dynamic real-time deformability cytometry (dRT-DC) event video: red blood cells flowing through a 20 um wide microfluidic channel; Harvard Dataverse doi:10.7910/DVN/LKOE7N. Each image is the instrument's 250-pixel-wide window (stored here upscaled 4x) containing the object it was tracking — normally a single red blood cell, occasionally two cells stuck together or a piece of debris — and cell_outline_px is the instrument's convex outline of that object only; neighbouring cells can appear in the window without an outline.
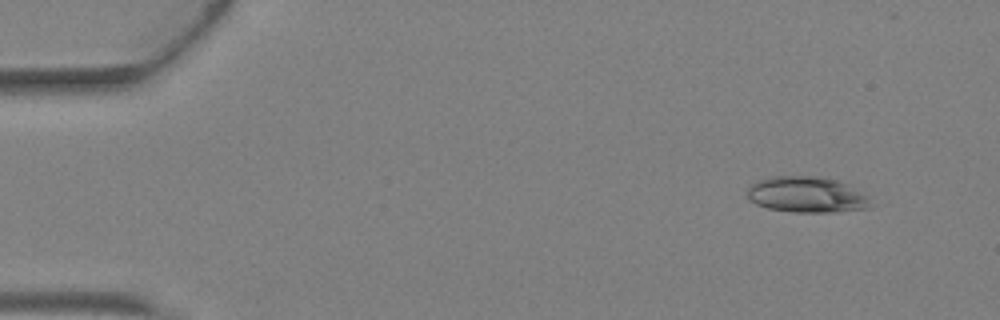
{"species": "Egyptian fruit bat (a non-hibernating species)", "species_latin": "Rousettus aegyptiacus", "temperature_condition": "warm", "stored_images_in_passage": 4, "camera_frame_rate_fps": 3000, "um_per_image_px": 0.085, "animal": {"sex": "female"}, "frame": {"image": 1, "passage_image": 1, "time_ms": 0.0, "image_size_px": [1000, 320], "cell_outline_px": [[872, 208], [836, 212], [792, 212], [768, 208], [756, 204], [748, 200], [748, 188], [756, 180], [772, 176], [820, 176], [836, 180], [868, 196]], "centroid_in_image_um": [68.54, 16.55], "position_along_channel_um": 16.5, "area_um2": 25.84}}
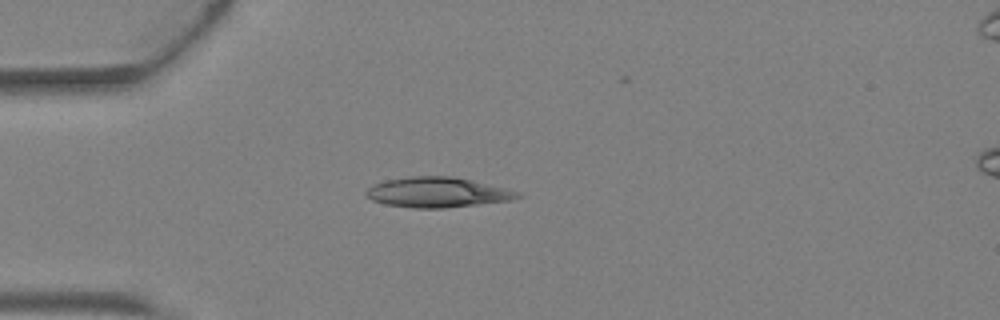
{"frame": {"image": 2, "passage_image": 3, "time_ms": 0.667, "image_size_px": [1000, 320], "cell_outline_px": [[524, 196], [508, 200], [444, 208], [416, 208], [384, 204], [372, 200], [364, 192], [372, 184], [384, 180], [412, 176], [452, 176], [504, 188], [520, 192]], "centroid_in_image_um": [37.12, 16.34], "position_along_channel_um": 47.9, "area_um2": 26.3}}